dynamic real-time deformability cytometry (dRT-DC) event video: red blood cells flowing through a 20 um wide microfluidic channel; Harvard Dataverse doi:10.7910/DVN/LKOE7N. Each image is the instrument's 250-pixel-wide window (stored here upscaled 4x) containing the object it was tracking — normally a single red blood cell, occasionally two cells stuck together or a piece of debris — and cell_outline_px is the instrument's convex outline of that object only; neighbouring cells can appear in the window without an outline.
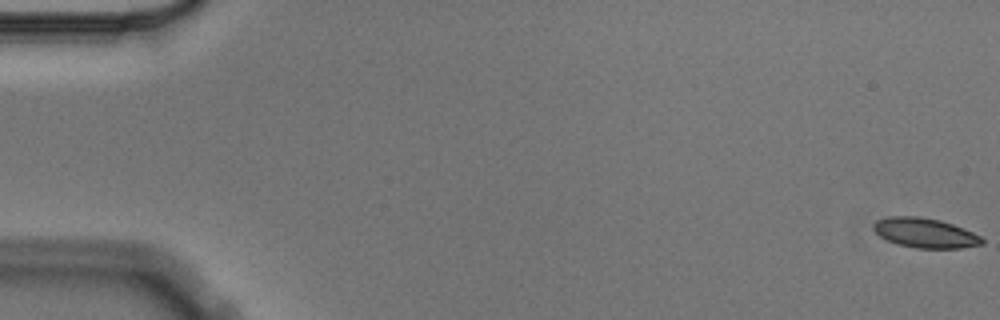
{"species": "Egyptian fruit bat (a non-hibernating species)", "species_latin": "Rousettus aegyptiacus", "temperature_condition": "cold", "stored_images_in_passage": 8, "camera_frame_rate_fps": 3000, "um_per_image_px": 0.085, "animal": {"sex": "male"}, "frame": {"image": 1, "passage_image": 1, "time_ms": 0.0, "image_size_px": [1000, 320], "cell_outline_px": [[984, 244], [960, 248], [916, 248], [900, 244], [888, 240], [880, 236], [872, 228], [872, 224], [876, 220], [888, 216], [920, 216], [940, 220], [964, 228], [980, 236], [984, 240]], "centroid_in_image_um": [78.63, 19.78], "position_along_channel_um": 6.4, "area_um2": 18.79}}
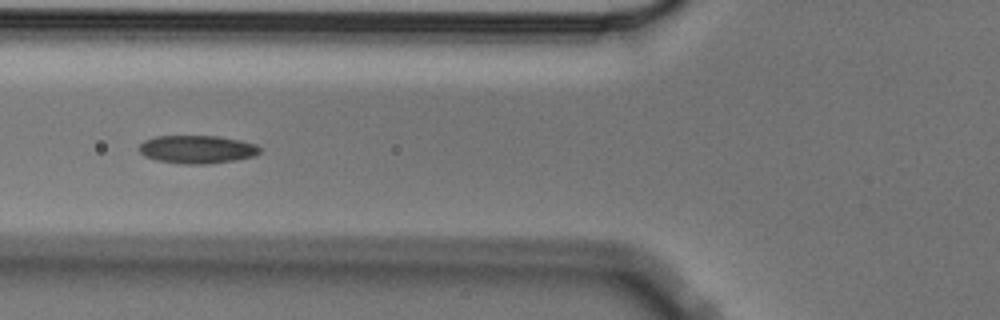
{"frame": {"image": 2, "passage_image": 7, "time_ms": 2.0, "image_size_px": [1000, 320], "cell_outline_px": [[260, 152], [256, 156], [236, 160], [204, 164], [184, 164], [156, 160], [144, 156], [136, 148], [144, 140], [156, 136], [220, 136], [240, 140], [256, 144], [260, 148]], "centroid_in_image_um": [16.74, 12.69], "position_along_channel_um": 109.1, "area_um2": 19.94}}
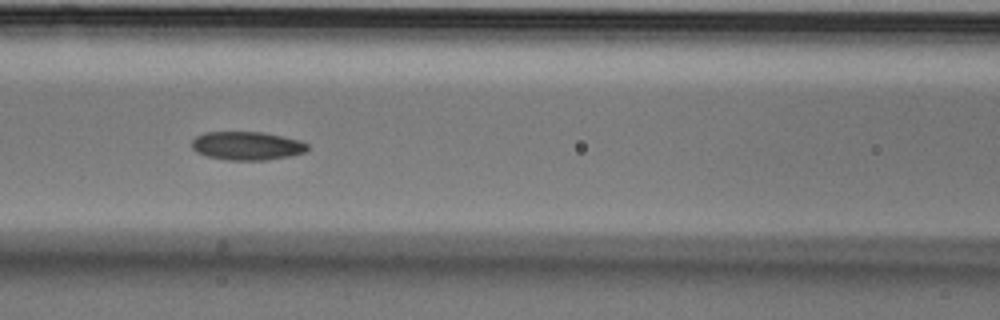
{"frame": {"image": 3, "passage_image": 8, "time_ms": 2.333, "image_size_px": [1000, 320], "cell_outline_px": [[308, 148], [304, 152], [288, 156], [268, 160], [228, 160], [208, 156], [196, 152], [192, 148], [192, 140], [196, 136], [204, 132], [264, 132], [300, 140], [308, 144]], "centroid_in_image_um": [20.98, 12.39], "position_along_channel_um": 145.6, "area_um2": 19.19}}